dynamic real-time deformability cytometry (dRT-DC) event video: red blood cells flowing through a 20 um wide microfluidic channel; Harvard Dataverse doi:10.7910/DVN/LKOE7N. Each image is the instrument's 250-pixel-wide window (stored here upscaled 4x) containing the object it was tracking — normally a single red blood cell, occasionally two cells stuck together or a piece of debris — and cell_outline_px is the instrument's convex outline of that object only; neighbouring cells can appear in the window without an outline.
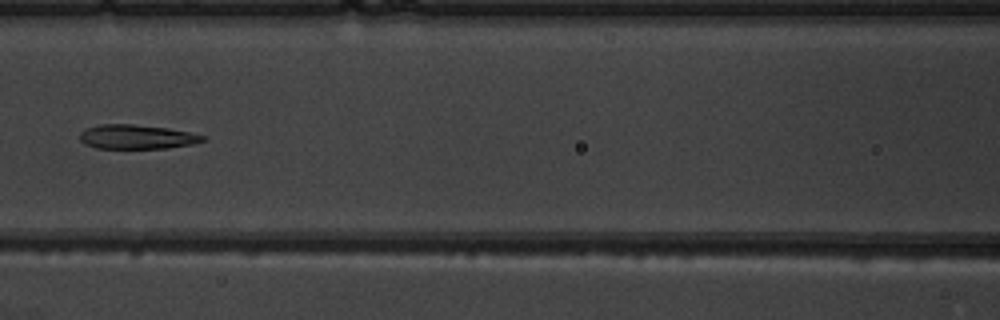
{"species": "common noctule bat (a hibernating species)", "species_latin": "Nyctalus noctula", "temperature_condition": "warm", "stored_images_in_passage": 7, "camera_frame_rate_fps": 3000, "um_per_image_px": 0.085, "animal": {"sex": "male", "body_mass_g": 19.5, "forearm_length_mm": 54.6}, "frame": {"image": 1, "passage_image": 7, "time_ms": 7.0, "image_size_px": [1000, 320], "cell_outline_px": [[204, 140], [192, 144], [168, 148], [96, 148], [84, 144], [80, 140], [80, 132], [84, 128], [100, 124], [132, 124], [168, 128], [188, 132], [204, 136]], "centroid_in_image_um": [11.56, 11.63], "position_along_channel_um": 155.0, "area_um2": 17.34}}